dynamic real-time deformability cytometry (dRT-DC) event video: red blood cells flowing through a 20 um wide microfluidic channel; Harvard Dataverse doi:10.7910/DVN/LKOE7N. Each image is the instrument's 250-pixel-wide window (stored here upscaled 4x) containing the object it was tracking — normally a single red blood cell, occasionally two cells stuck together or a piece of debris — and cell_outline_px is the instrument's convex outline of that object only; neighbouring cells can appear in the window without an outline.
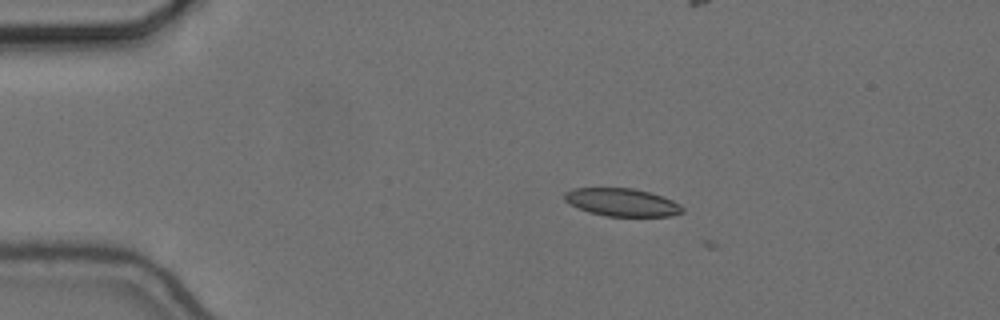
{"species": "common noctule bat (a hibernating species)", "species_latin": "Nyctalus noctula", "temperature_condition": "cold", "stored_images_in_passage": 2, "camera_frame_rate_fps": 3000, "um_per_image_px": 0.085, "animal": {"sex": "female", "body_mass_g": 24.6, "forearm_length_mm": 56.2}, "frame": {"image": 1, "passage_image": 1, "time_ms": 0.0, "image_size_px": [1000, 320], "cell_outline_px": [[684, 212], [672, 216], [604, 216], [588, 212], [564, 200], [564, 192], [572, 188], [632, 188], [648, 192], [672, 200], [680, 204], [684, 208]], "centroid_in_image_um": [52.87, 17.2], "position_along_channel_um": 32.1, "area_um2": 19.07}}